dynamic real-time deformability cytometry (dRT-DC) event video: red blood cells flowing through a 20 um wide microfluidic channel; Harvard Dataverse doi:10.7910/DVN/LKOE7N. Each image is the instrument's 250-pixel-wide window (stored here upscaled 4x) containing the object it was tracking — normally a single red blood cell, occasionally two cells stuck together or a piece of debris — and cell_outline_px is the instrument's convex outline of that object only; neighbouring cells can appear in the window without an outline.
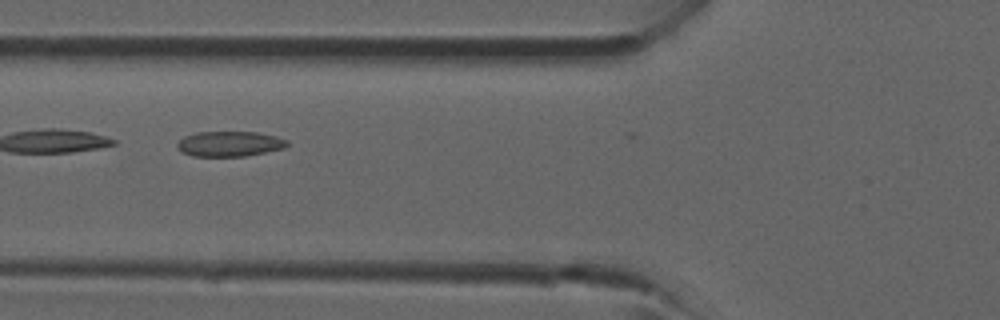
{"species": "common noctule bat (a hibernating species)", "species_latin": "Nyctalus noctula", "temperature_condition": "room temperature", "stored_images_in_passage": 6, "camera_frame_rate_fps": 3000, "um_per_image_px": 0.085, "animal": {"sex": "male", "forearm_length_mm": 52.5}, "frame": {"image": 1, "passage_image": 5, "time_ms": 4.667, "image_size_px": [1000, 320], "cell_outline_px": [[288, 144], [284, 148], [244, 156], [192, 156], [180, 152], [176, 148], [176, 144], [184, 136], [196, 132], [256, 132], [276, 136], [288, 140]], "centroid_in_image_um": [19.47, 12.22], "position_along_channel_um": 106.3, "area_um2": 16.18}}
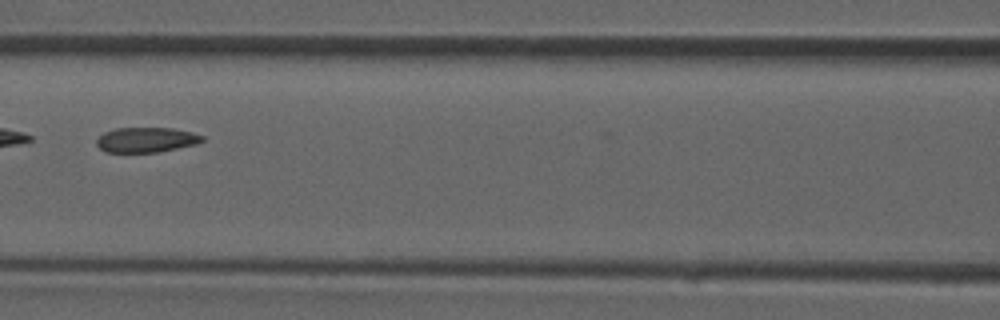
{"frame": {"image": 2, "passage_image": 6, "time_ms": 5.667, "image_size_px": [1000, 320], "cell_outline_px": [[204, 140], [196, 144], [160, 152], [104, 152], [96, 144], [96, 140], [104, 132], [116, 128], [172, 128], [192, 132], [204, 136]], "centroid_in_image_um": [12.43, 11.88], "position_along_channel_um": 154.2, "area_um2": 15.43}}